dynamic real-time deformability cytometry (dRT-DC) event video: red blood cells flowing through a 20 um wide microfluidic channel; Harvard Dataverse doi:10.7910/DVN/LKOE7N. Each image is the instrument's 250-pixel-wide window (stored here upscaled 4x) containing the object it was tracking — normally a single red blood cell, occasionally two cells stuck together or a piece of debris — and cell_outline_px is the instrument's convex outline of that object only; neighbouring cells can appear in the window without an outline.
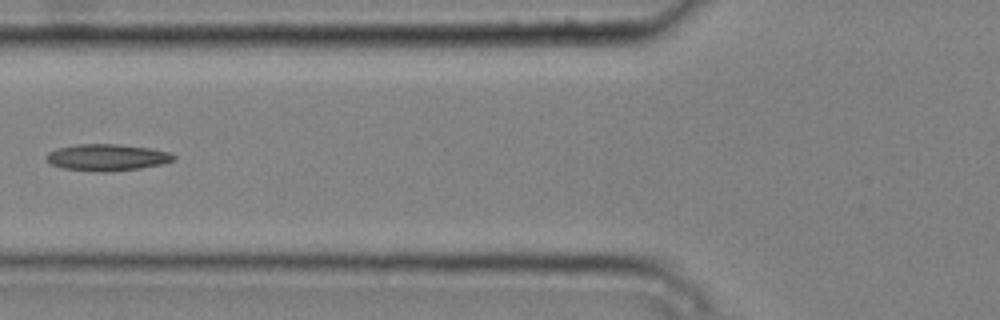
{"species": "common noctule bat (a hibernating species)", "species_latin": "Nyctalus noctula", "temperature_condition": "cold", "stored_images_in_passage": 7, "camera_frame_rate_fps": 3000, "um_per_image_px": 0.085, "animal": {"sex": "male", "body_mass_g": 20.4}, "frame": {"image": 1, "passage_image": 6, "time_ms": 1.667, "image_size_px": [1000, 320], "cell_outline_px": [[176, 160], [160, 164], [140, 168], [108, 172], [100, 172], [64, 168], [52, 164], [44, 156], [48, 152], [60, 148], [80, 144], [120, 144], [148, 148], [168, 152], [176, 156]], "centroid_in_image_um": [9.12, 13.38], "position_along_channel_um": 116.7, "area_um2": 19.54}}
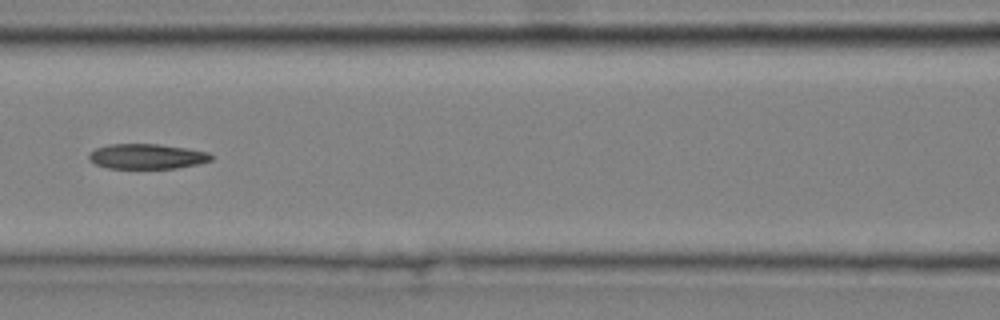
{"frame": {"image": 2, "passage_image": 7, "time_ms": 2.0, "image_size_px": [1000, 320], "cell_outline_px": [[212, 160], [196, 164], [176, 168], [108, 168], [96, 164], [88, 160], [88, 156], [96, 148], [108, 144], [160, 144], [188, 148], [208, 152], [212, 156]], "centroid_in_image_um": [12.48, 13.29], "position_along_channel_um": 154.1, "area_um2": 17.8}}